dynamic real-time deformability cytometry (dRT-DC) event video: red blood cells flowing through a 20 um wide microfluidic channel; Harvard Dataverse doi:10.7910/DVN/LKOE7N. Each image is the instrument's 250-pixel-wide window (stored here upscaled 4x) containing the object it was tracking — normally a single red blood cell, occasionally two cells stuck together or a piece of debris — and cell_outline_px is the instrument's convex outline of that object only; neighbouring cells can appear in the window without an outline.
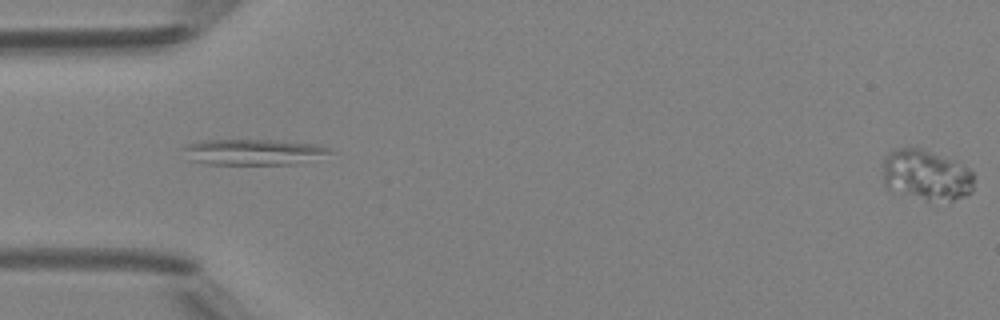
{"species": "Egyptian fruit bat (a non-hibernating species)", "species_latin": "Rousettus aegyptiacus", "temperature_condition": "room temperature", "stored_images_in_passage": 15, "segment_of_instrument_passage": [2, 2], "camera_frame_rate_fps": 3000, "um_per_image_px": 0.085, "animal": {"sex": "female"}, "frame": {"image": 1, "passage_image": 15, "time_ms": 4.667, "image_size_px": [1000, 320], "cell_outline_px": [[976, 176], [972, 192], [964, 196], [952, 200], [928, 204], [888, 188], [884, 184], [880, 168], [884, 156], [892, 148], [920, 148], [956, 160], [968, 168]], "centroid_in_image_um": [78.71, 14.91], "position_along_channel_um": 6.3, "area_um2": 28.21}}